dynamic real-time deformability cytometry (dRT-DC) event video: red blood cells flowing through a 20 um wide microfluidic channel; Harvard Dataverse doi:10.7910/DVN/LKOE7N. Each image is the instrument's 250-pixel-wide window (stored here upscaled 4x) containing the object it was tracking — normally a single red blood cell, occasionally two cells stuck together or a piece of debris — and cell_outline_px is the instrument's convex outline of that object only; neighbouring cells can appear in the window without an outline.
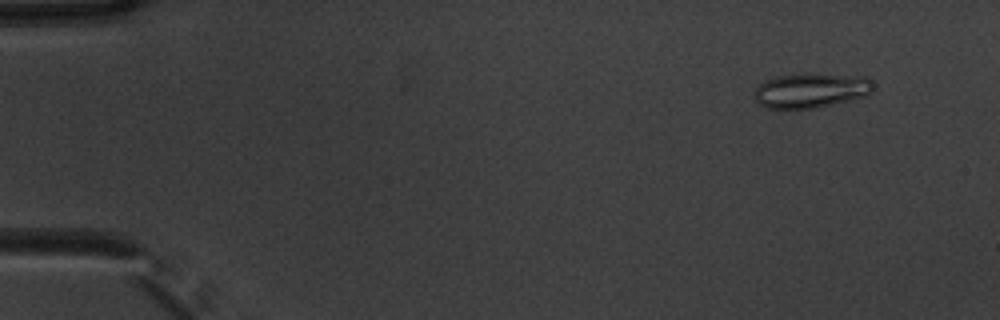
{"species": "common noctule bat (a hibernating species)", "species_latin": "Nyctalus noctula", "temperature_condition": "warm", "stored_images_in_passage": 55, "segment_of_instrument_passage": [1, 2], "camera_frame_rate_fps": 3000, "um_per_image_px": 0.085, "animal": {"sex": "male", "body_mass_g": 20.1, "forearm_length_mm": 53.5}, "frame": {"image": 1, "passage_image": 5, "time_ms": 1.333, "image_size_px": [1000, 320], "cell_outline_px": [[872, 92], [868, 96], [816, 108], [768, 108], [760, 104], [752, 96], [756, 88], [764, 80], [776, 76], [804, 72], [816, 72], [868, 76], [872, 80]], "centroid_in_image_um": [68.97, 7.64], "position_along_channel_um": 16.0, "area_um2": 24.85}}
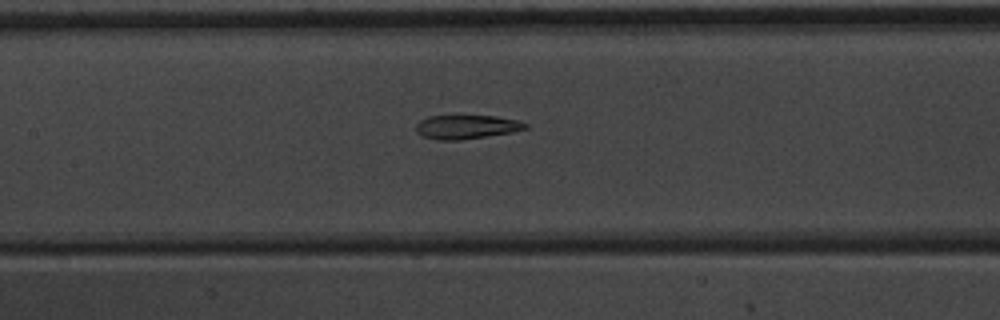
{"frame": {"image": 2, "passage_image": 26, "time_ms": 8.333, "image_size_px": [1000, 320], "cell_outline_px": [[528, 128], [512, 132], [460, 140], [440, 140], [424, 136], [416, 132], [416, 124], [420, 120], [428, 116], [456, 112], [496, 116], [520, 120], [528, 124]], "centroid_in_image_um": [39.64, 10.72], "position_along_channel_um": 167.8, "area_um2": 16.18}}
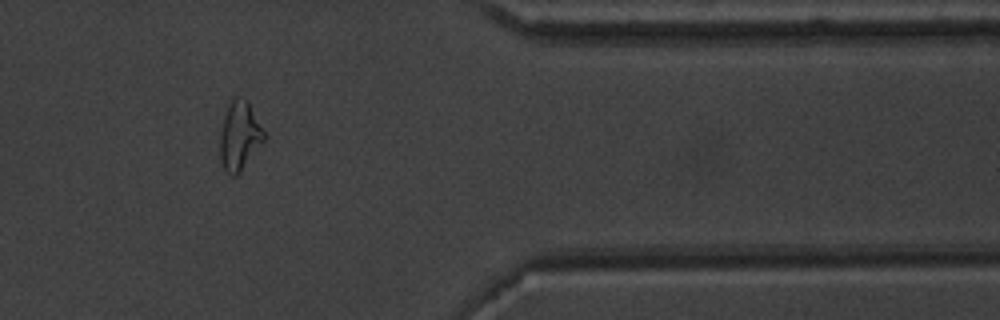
{"frame": {"image": 3, "passage_image": 45, "time_ms": 14.667, "image_size_px": [1000, 320], "cell_outline_px": [[268, 136], [236, 176], [232, 176], [224, 168], [220, 160], [220, 132], [224, 116], [228, 104], [232, 96], [236, 96], [248, 100]], "centroid_in_image_um": [20.38, 11.49], "position_along_channel_um": 391.0, "area_um2": 17.86}}